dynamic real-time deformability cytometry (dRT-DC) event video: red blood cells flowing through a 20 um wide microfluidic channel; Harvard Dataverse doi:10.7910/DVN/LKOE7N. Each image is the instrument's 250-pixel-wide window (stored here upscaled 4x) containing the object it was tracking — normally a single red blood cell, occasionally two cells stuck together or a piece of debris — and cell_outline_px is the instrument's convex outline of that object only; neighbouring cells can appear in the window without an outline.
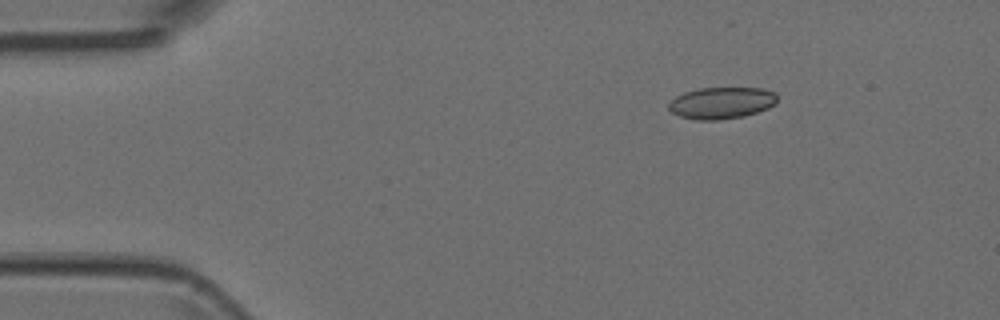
{"species": "Egyptian fruit bat (a non-hibernating species)", "species_latin": "Rousettus aegyptiacus", "temperature_condition": "room temperature", "stored_images_in_passage": 3, "camera_frame_rate_fps": 3000, "um_per_image_px": 0.085, "animal": {"sex": "female"}, "frame": {"image": 1, "passage_image": 1, "time_ms": 0.0, "image_size_px": [1000, 320], "cell_outline_px": [[776, 104], [768, 108], [744, 116], [720, 120], [696, 120], [680, 116], [672, 112], [668, 108], [668, 104], [676, 96], [684, 92], [700, 88], [764, 88], [776, 92]], "centroid_in_image_um": [61.34, 8.75], "position_along_channel_um": 23.7, "area_um2": 20.11}}